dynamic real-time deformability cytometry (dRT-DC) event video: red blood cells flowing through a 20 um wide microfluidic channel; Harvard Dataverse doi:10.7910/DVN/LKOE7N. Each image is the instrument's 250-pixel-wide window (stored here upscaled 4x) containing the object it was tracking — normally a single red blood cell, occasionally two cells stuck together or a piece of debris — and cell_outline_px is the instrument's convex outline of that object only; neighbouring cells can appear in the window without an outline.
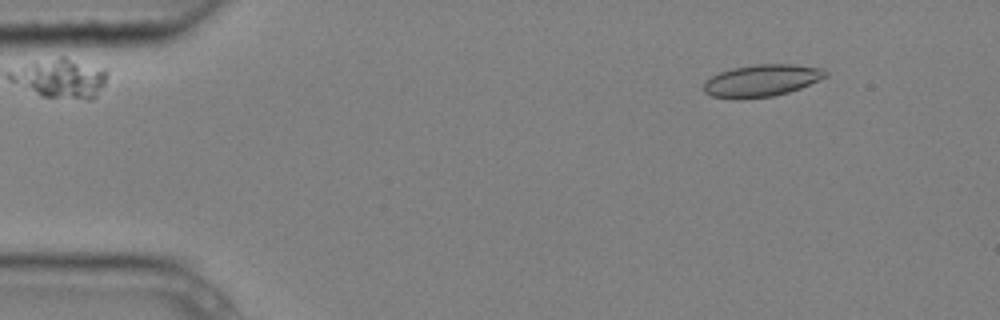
{"species": "common noctule bat (a hibernating species)", "species_latin": "Nyctalus noctula", "temperature_condition": "cold", "stored_images_in_passage": 5, "camera_frame_rate_fps": 3000, "um_per_image_px": 0.085, "animal": {"sex": "male", "body_mass_g": 20.4}, "frame": {"image": 1, "passage_image": 2, "time_ms": 0.333, "image_size_px": [1000, 320], "cell_outline_px": [[828, 76], [800, 88], [788, 92], [772, 96], [740, 100], [736, 100], [712, 96], [704, 92], [704, 80], [720, 72], [732, 68], [756, 64], [792, 64], [824, 68], [828, 72]], "centroid_in_image_um": [64.73, 6.85], "position_along_channel_um": 20.3, "area_um2": 23.0}}